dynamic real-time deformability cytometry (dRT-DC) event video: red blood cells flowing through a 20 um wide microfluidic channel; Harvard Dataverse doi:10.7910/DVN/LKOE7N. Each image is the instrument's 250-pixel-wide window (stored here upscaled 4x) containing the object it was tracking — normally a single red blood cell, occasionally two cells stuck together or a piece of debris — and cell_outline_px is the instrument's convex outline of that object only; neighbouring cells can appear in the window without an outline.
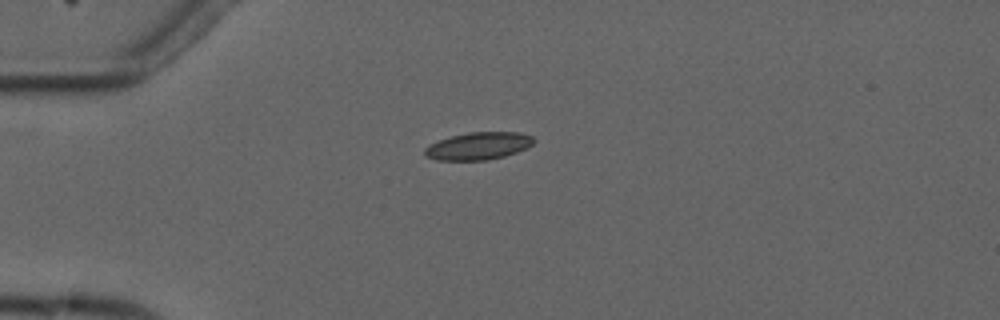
{"species": "common noctule bat (a hibernating species)", "species_latin": "Nyctalus noctula", "temperature_condition": "cold", "stored_images_in_passage": 1, "camera_frame_rate_fps": 3000, "um_per_image_px": 0.085, "animal": {"sex": "male", "forearm_length_mm": 52.5}, "frame": {"image": 1, "passage_image": 1, "time_ms": 0.0, "image_size_px": [1000, 320], "cell_outline_px": [[536, 140], [528, 148], [504, 156], [488, 160], [440, 160], [424, 156], [424, 148], [440, 140], [452, 136], [468, 132], [520, 132], [532, 136]], "centroid_in_image_um": [40.7, 12.4], "position_along_channel_um": 44.3, "area_um2": 17.4}}